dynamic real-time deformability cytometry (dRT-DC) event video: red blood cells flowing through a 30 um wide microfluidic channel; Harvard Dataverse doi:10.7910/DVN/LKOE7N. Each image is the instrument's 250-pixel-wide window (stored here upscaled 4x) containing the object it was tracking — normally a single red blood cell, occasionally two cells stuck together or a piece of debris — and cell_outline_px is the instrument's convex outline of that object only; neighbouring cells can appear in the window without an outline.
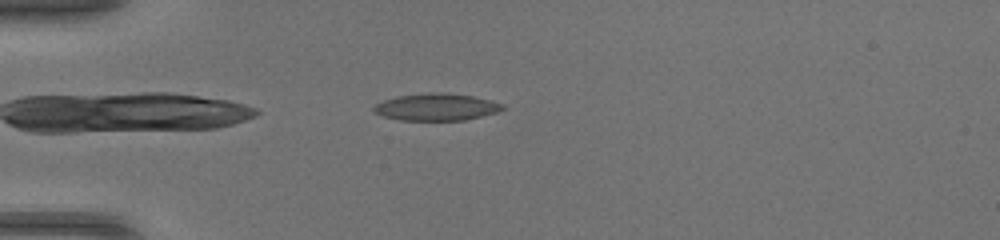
{"species": "common noctule bat (a hibernating species)", "species_latin": "Nyctalus noctula", "temperature_condition": "warm", "stored_images_in_passage": 37, "camera_frame_rate_fps": 3000, "um_per_image_px": 0.085, "animal": {"sex": "female", "body_mass_g": 17.0, "forearm_length_mm": 48.0}, "frame": {"image": 1, "passage_image": 2, "time_ms": 0.333, "image_size_px": [1000, 240], "cell_outline_px": [[504, 108], [496, 112], [464, 120], [400, 120], [384, 116], [372, 112], [372, 108], [376, 104], [384, 100], [396, 96], [432, 92], [444, 92], [472, 96], [492, 100], [504, 104]], "centroid_in_image_um": [37.07, 9.09], "position_along_channel_um": 47.9, "area_um2": 20.29}}
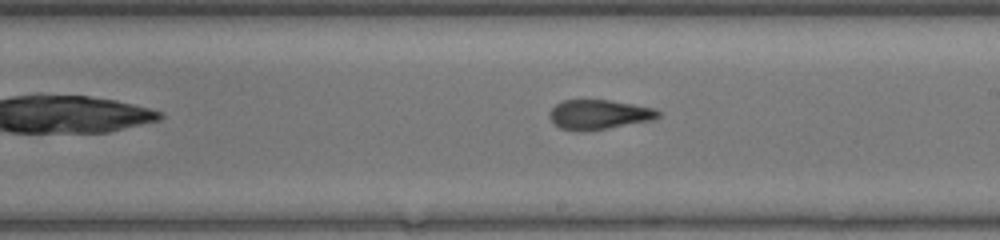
{"frame": {"image": 2, "passage_image": 17, "time_ms": 5.333, "image_size_px": [1000, 240], "cell_outline_px": [[660, 116], [652, 120], [608, 128], [560, 128], [548, 116], [548, 112], [556, 104], [564, 100], [608, 100], [632, 104], [652, 108], [660, 112]], "centroid_in_image_um": [50.93, 9.69], "position_along_channel_um": 238.1, "area_um2": 17.92}}
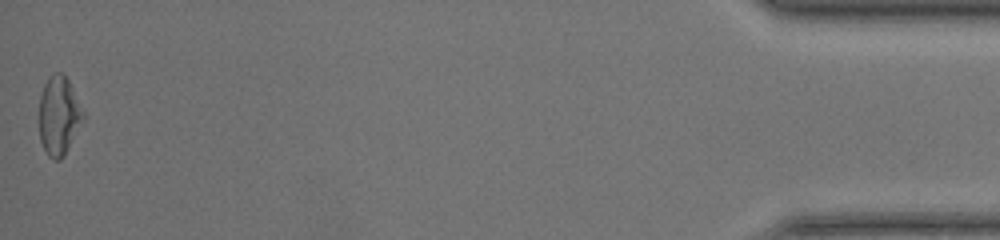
{"frame": {"image": 3, "passage_image": 37, "time_ms": 12.0, "image_size_px": [1000, 240], "cell_outline_px": [[84, 120], [64, 156], [60, 160], [52, 160], [48, 156], [40, 140], [36, 116], [40, 96], [44, 84], [48, 76], [56, 72], [60, 72], [68, 80], [84, 112]], "centroid_in_image_um": [4.96, 9.85], "position_along_channel_um": 430.2, "area_um2": 20.75}, "authors_computed_cell_mechanics": {"area_um2": 19.5364, "velocity_mm_per_s": 4.2581, "shape_relaxation_time_tau1_ms": null, "shape_relaxation_time_tau2_ms": 2.5639, "deformation_change_tau1": null, "deformation_change_tau2": 0.1168}}